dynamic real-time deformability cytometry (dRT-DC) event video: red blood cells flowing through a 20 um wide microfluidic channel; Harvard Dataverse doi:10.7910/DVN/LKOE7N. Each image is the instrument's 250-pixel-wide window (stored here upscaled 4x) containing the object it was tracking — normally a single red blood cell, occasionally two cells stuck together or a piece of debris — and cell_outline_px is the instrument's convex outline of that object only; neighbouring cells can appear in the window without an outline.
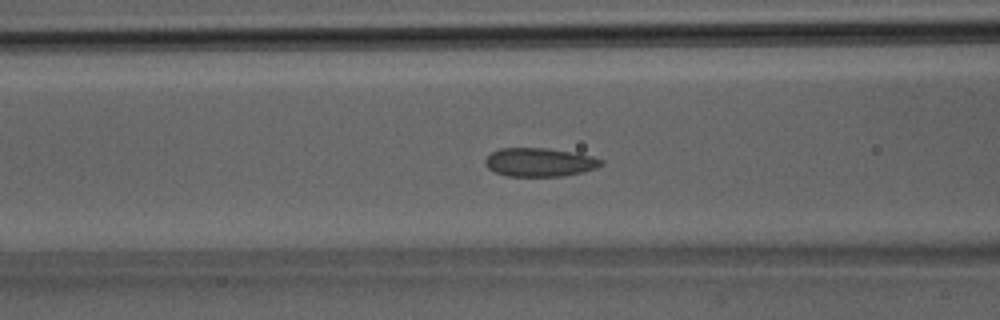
{"species": "Egyptian fruit bat (a non-hibernating species)", "species_latin": "Rousettus aegyptiacus", "temperature_condition": "room temperature", "stored_images_in_passage": 39, "camera_frame_rate_fps": 3000, "um_per_image_px": 0.085, "animal": {"sex": "male"}, "frame": {"image": 1, "passage_image": 16, "time_ms": 5.0, "image_size_px": [1000, 320], "cell_outline_px": [[604, 164], [596, 168], [584, 172], [564, 176], [508, 176], [496, 172], [488, 168], [484, 164], [484, 160], [492, 152], [500, 148], [548, 148], [592, 156], [604, 160]], "centroid_in_image_um": [45.88, 13.79], "position_along_channel_um": 120.7, "area_um2": 19.36}}
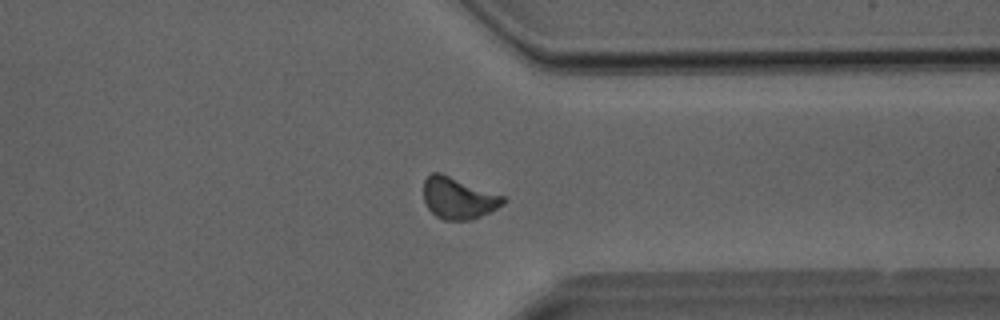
{"frame": {"image": 2, "passage_image": 30, "time_ms": 9.667, "image_size_px": [1000, 320], "cell_outline_px": [[508, 200], [504, 204], [472, 220], [444, 220], [436, 216], [428, 208], [424, 200], [424, 180], [432, 172], [440, 172], [504, 196]], "centroid_in_image_um": [38.96, 16.84], "position_along_channel_um": 372.4, "area_um2": 19.19}}
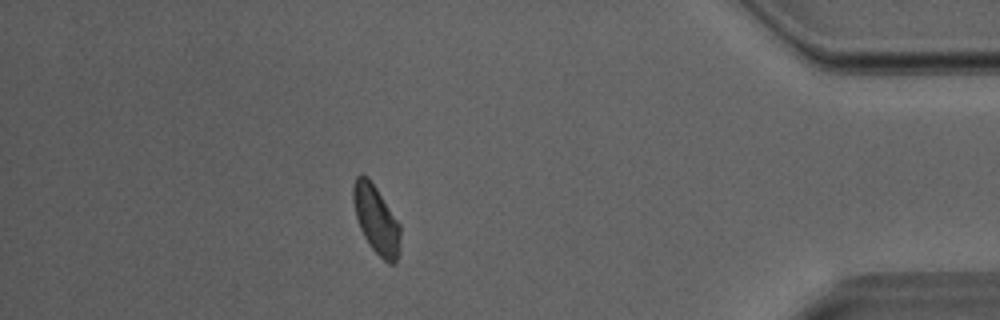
{"frame": {"image": 3, "passage_image": 34, "time_ms": 11.0, "image_size_px": [1000, 320], "cell_outline_px": [[400, 252], [396, 264], [388, 264], [372, 248], [364, 236], [360, 228], [356, 216], [352, 200], [352, 184], [356, 176], [360, 172], [368, 176], [400, 224]], "centroid_in_image_um": [31.97, 18.65], "position_along_channel_um": 403.2, "area_um2": 18.9}}